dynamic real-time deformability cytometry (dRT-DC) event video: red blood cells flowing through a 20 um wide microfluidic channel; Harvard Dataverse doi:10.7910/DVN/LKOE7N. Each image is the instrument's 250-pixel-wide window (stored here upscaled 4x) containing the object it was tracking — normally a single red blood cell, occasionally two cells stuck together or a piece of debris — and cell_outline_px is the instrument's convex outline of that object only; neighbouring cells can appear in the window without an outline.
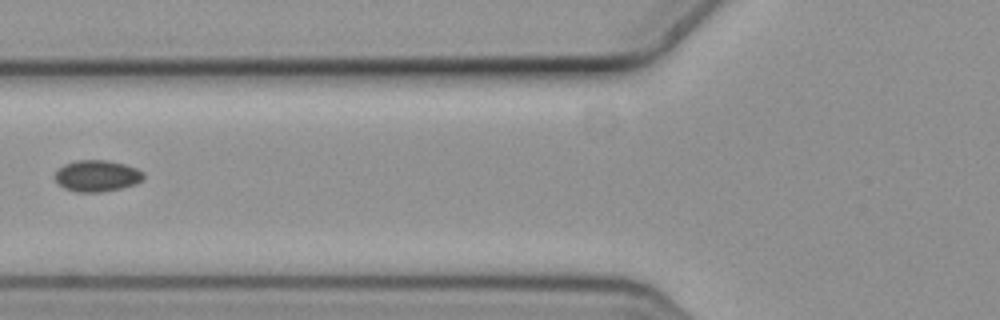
{"species": "common noctule bat (a hibernating species)", "species_latin": "Nyctalus noctula", "temperature_condition": "cold", "stored_images_in_passage": 13, "camera_frame_rate_fps": 3000, "um_per_image_px": 0.085, "animal": {"sex": "female", "body_mass_g": 19.3, "forearm_length_mm": 54.1}, "frame": {"image": 1, "passage_image": 3, "time_ms": 0.667, "image_size_px": [1000, 320], "cell_outline_px": [[144, 176], [136, 184], [120, 188], [100, 192], [76, 192], [64, 188], [52, 176], [64, 164], [76, 160], [108, 160], [124, 164], [136, 168], [144, 172]], "centroid_in_image_um": [8.23, 14.94], "position_along_channel_um": 117.6, "area_um2": 16.18}}
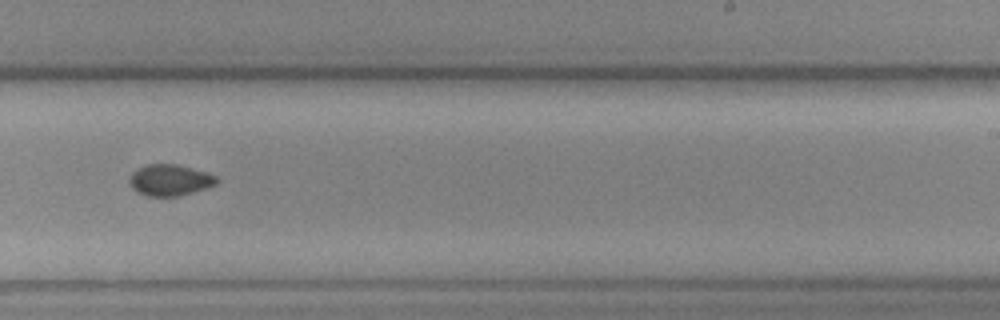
{"frame": {"image": 2, "passage_image": 7, "time_ms": 2.0, "image_size_px": [1000, 320], "cell_outline_px": [[220, 180], [216, 184], [180, 196], [148, 196], [132, 188], [128, 180], [132, 172], [148, 164], [180, 164], [216, 176]], "centroid_in_image_um": [14.44, 15.3], "position_along_channel_um": 274.6, "area_um2": 15.72}}
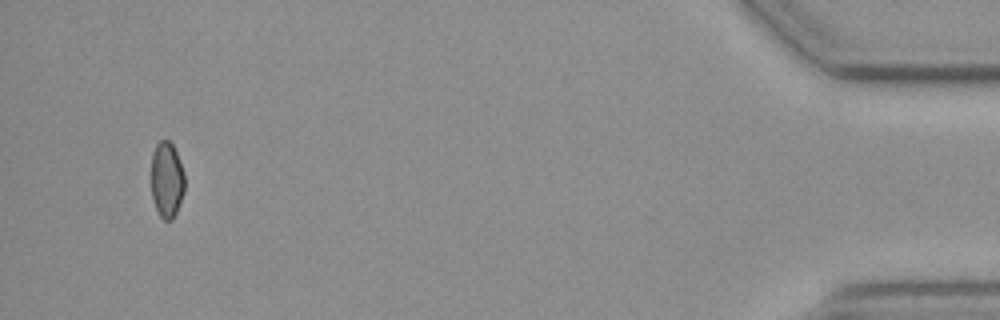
{"frame": {"image": 3, "passage_image": 11, "time_ms": 3.333, "image_size_px": [1000, 320], "cell_outline_px": [[184, 192], [176, 212], [172, 220], [164, 220], [160, 216], [156, 208], [152, 196], [152, 152], [156, 144], [160, 140], [168, 140], [172, 144], [180, 160], [184, 172]], "centroid_in_image_um": [14.18, 15.26], "position_along_channel_um": 421.0, "area_um2": 14.74}}